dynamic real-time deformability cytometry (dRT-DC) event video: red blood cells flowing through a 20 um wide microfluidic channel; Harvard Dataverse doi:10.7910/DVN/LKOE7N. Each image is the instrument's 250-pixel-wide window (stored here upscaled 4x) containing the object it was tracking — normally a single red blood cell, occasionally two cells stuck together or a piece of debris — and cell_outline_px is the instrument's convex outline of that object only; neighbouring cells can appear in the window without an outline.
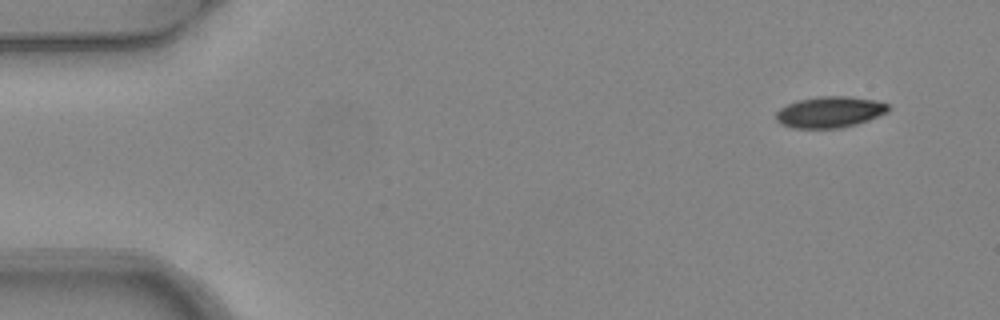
{"species": "common noctule bat (a hibernating species)", "species_latin": "Nyctalus noctula", "temperature_condition": "warm", "stored_images_in_passage": 5, "camera_frame_rate_fps": 3000, "um_per_image_px": 0.085, "animal": {"sex": "female", "body_mass_g": 24.6, "forearm_length_mm": 56.2}, "frame": {"image": 1, "passage_image": 1, "time_ms": 0.0, "image_size_px": [1000, 320], "cell_outline_px": [[888, 112], [868, 120], [856, 124], [840, 128], [792, 128], [780, 124], [776, 120], [776, 112], [780, 108], [788, 104], [800, 100], [820, 96], [848, 96], [876, 100], [888, 104]], "centroid_in_image_um": [70.52, 9.53], "position_along_channel_um": 14.5, "area_um2": 20.35}}
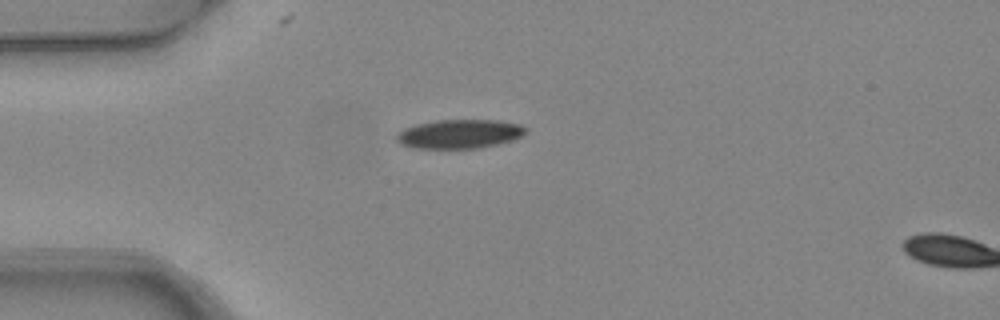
{"frame": {"image": 2, "passage_image": 4, "time_ms": 1.0, "image_size_px": [1000, 320], "cell_outline_px": [[528, 128], [520, 136], [512, 140], [480, 148], [412, 148], [400, 144], [396, 140], [396, 132], [404, 128], [416, 124], [436, 120], [500, 120], [520, 124]], "centroid_in_image_um": [39.01, 11.38], "position_along_channel_um": 46.0, "area_um2": 21.91}}